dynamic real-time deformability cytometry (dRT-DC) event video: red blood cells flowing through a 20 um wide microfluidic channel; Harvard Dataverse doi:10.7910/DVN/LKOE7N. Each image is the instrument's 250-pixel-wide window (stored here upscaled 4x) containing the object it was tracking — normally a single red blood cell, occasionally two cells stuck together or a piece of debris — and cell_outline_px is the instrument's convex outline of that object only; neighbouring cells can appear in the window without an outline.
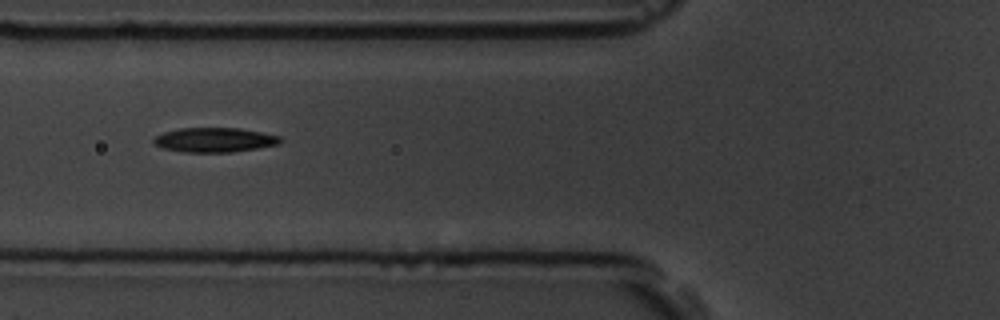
{"species": "common noctule bat (a hibernating species)", "species_latin": "Nyctalus noctula", "temperature_condition": "room temperature", "stored_images_in_passage": 9, "camera_frame_rate_fps": 3000, "um_per_image_px": 0.085, "animal": {"sex": "male", "body_mass_g": 19.5, "forearm_length_mm": 54.6}, "frame": {"image": 1, "passage_image": 6, "time_ms": 6.333, "image_size_px": [1000, 320], "cell_outline_px": [[284, 140], [280, 144], [232, 152], [184, 152], [164, 148], [156, 144], [152, 140], [156, 136], [164, 132], [180, 128], [240, 128], [280, 136]], "centroid_in_image_um": [18.27, 11.89], "position_along_channel_um": 107.5, "area_um2": 17.98}}
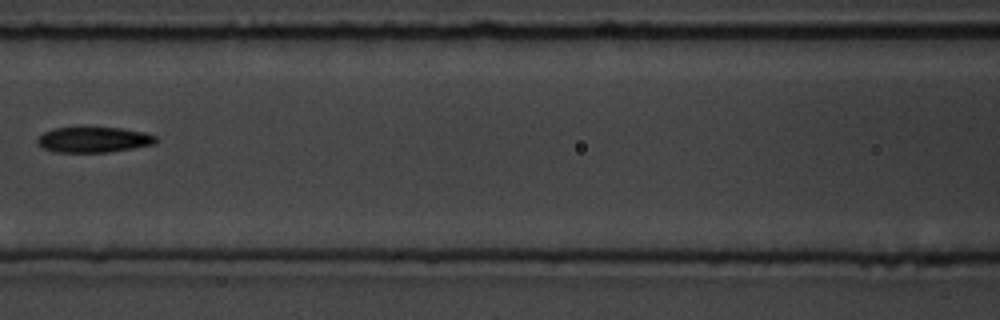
{"frame": {"image": 2, "passage_image": 7, "time_ms": 7.667, "image_size_px": [1000, 320], "cell_outline_px": [[160, 140], [156, 144], [108, 152], [56, 152], [44, 148], [36, 144], [36, 140], [44, 132], [52, 128], [124, 128], [144, 132], [156, 136]], "centroid_in_image_um": [7.99, 11.87], "position_along_channel_um": 158.6, "area_um2": 17.63}}
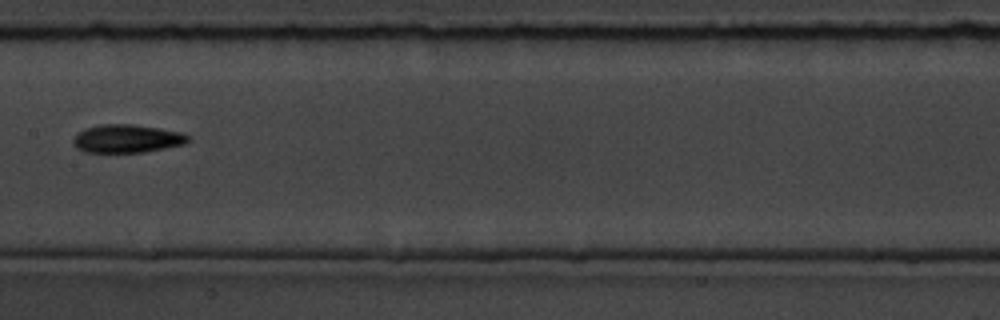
{"frame": {"image": 3, "passage_image": 8, "time_ms": 8.667, "image_size_px": [1000, 320], "cell_outline_px": [[192, 140], [184, 144], [144, 152], [84, 152], [76, 148], [72, 144], [72, 140], [84, 128], [100, 124], [132, 124], [160, 128], [184, 132], [192, 136]], "centroid_in_image_um": [10.84, 11.78], "position_along_channel_um": 196.6, "area_um2": 19.13}}